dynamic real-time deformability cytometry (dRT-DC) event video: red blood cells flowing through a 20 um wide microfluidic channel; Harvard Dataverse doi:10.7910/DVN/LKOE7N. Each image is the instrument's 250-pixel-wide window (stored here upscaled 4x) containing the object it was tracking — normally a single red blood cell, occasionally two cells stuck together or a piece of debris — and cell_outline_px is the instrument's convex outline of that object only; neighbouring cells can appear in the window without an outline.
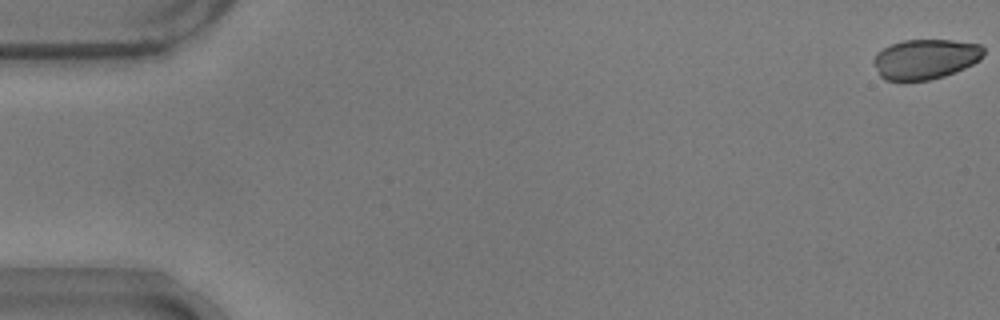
{"species": "common noctule bat (a hibernating species)", "species_latin": "Nyctalus noctula", "temperature_condition": "warm", "stored_images_in_passage": 34, "camera_frame_rate_fps": 3000, "um_per_image_px": 0.085, "animal": {"sex": "male", "body_mass_g": 17.9}, "frame": {"image": 1, "passage_image": 1, "time_ms": 0.0, "image_size_px": [1000, 320], "cell_outline_px": [[984, 52], [980, 60], [956, 72], [944, 76], [928, 80], [884, 80], [880, 76], [872, 60], [876, 52], [892, 44], [904, 40], [952, 40], [980, 44], [984, 48]], "centroid_in_image_um": [78.65, 5.02], "position_along_channel_um": 6.3, "area_um2": 25.61}}
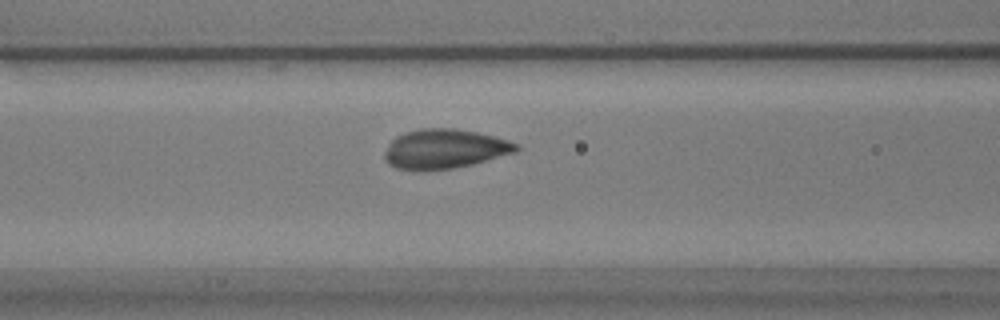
{"frame": {"image": 2, "passage_image": 23, "time_ms": 7.333, "image_size_px": [1000, 320], "cell_outline_px": [[520, 148], [516, 152], [472, 164], [452, 168], [396, 168], [388, 164], [384, 160], [384, 152], [388, 144], [396, 136], [404, 132], [420, 128], [456, 128], [476, 132], [508, 140], [520, 144]], "centroid_in_image_um": [37.8, 12.62], "position_along_channel_um": 128.8, "area_um2": 29.82}}
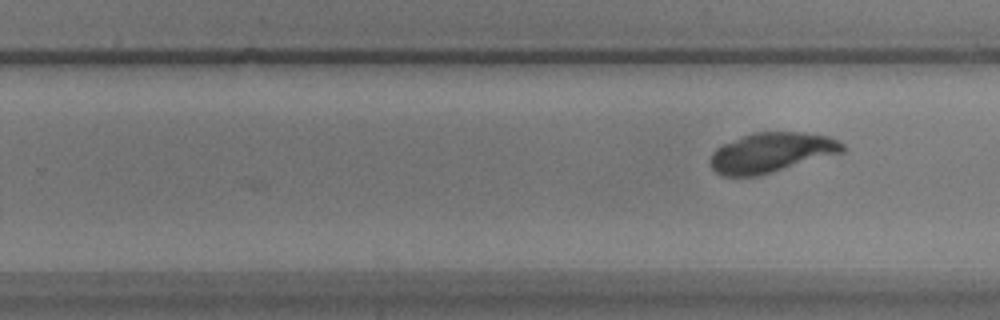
{"frame": {"image": 3, "passage_image": 34, "time_ms": 11.0, "image_size_px": [1000, 320], "cell_outline_px": [[848, 148], [844, 152], [772, 172], [756, 176], [720, 176], [708, 164], [708, 160], [712, 152], [716, 148], [724, 144], [752, 132], [804, 132], [832, 136], [844, 144]], "centroid_in_image_um": [65.58, 12.96], "position_along_channel_um": 264.2, "area_um2": 30.98}}